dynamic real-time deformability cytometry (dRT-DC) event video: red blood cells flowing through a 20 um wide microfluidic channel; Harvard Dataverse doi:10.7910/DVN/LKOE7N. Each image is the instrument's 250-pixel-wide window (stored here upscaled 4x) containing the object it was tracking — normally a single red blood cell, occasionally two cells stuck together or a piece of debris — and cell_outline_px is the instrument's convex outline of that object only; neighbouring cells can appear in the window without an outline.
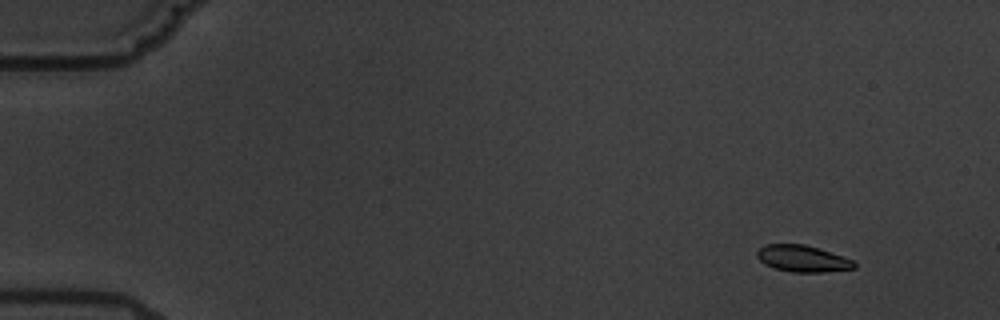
{"species": "common noctule bat (a hibernating species)", "species_latin": "Nyctalus noctula", "temperature_condition": "warm", "stored_images_in_passage": 8, "camera_frame_rate_fps": 3000, "um_per_image_px": 0.085, "animal": {"sex": "male", "body_mass_g": 19.5, "forearm_length_mm": 54.6}, "frame": {"image": 1, "passage_image": 2, "time_ms": 1.333, "image_size_px": [1000, 320], "cell_outline_px": [[856, 268], [824, 272], [792, 272], [776, 268], [764, 264], [756, 256], [756, 252], [764, 244], [804, 244], [852, 260], [856, 264]], "centroid_in_image_um": [68.17, 21.98], "position_along_channel_um": 16.8, "area_um2": 14.8}}
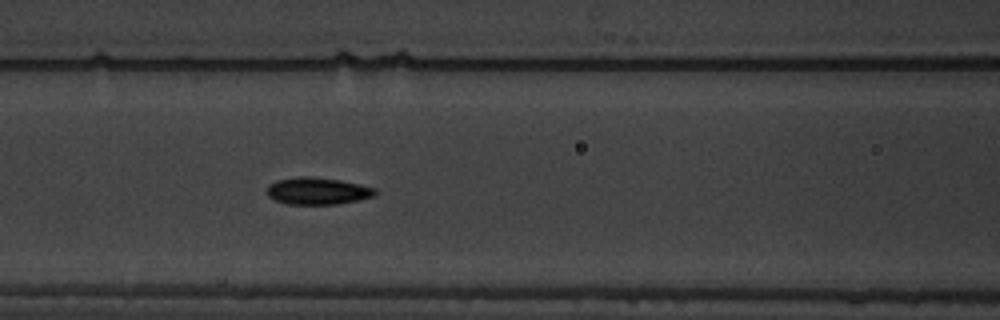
{"frame": {"image": 2, "passage_image": 8, "time_ms": 8.333, "image_size_px": [1000, 320], "cell_outline_px": [[376, 196], [340, 204], [288, 204], [276, 200], [268, 196], [264, 192], [268, 184], [276, 180], [300, 176], [308, 176], [340, 180], [376, 188]], "centroid_in_image_um": [26.96, 16.23], "position_along_channel_um": 139.6, "area_um2": 17.22}}